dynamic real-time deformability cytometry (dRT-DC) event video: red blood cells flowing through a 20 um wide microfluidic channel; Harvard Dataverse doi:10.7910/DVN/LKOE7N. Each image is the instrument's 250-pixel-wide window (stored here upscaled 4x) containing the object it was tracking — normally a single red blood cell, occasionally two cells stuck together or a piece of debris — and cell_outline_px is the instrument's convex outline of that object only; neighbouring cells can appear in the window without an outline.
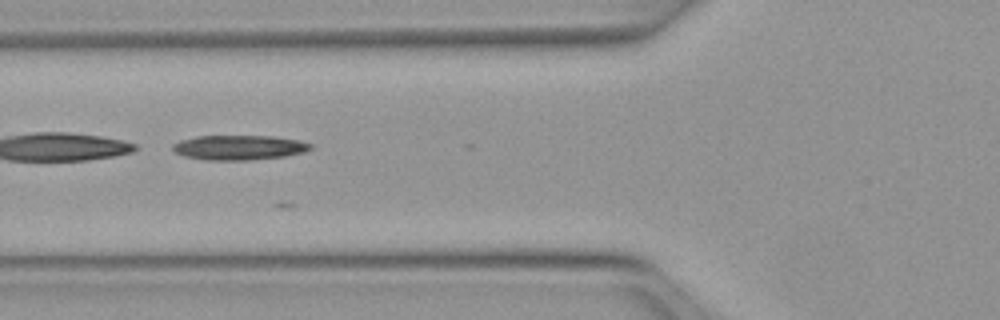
{"species": "Egyptian fruit bat (a non-hibernating species)", "species_latin": "Rousettus aegyptiacus", "temperature_condition": "warm", "stored_images_in_passage": 14, "camera_frame_rate_fps": 3000, "um_per_image_px": 0.085, "animal": {"sex": "female"}, "frame": {"image": 1, "passage_image": 6, "time_ms": 1.667, "image_size_px": [1000, 320], "cell_outline_px": [[312, 148], [304, 152], [284, 156], [248, 160], [208, 160], [184, 156], [176, 152], [172, 148], [172, 144], [180, 140], [196, 136], [272, 136], [300, 140], [312, 144]], "centroid_in_image_um": [20.32, 12.53], "position_along_channel_um": 105.5, "area_um2": 19.83}}